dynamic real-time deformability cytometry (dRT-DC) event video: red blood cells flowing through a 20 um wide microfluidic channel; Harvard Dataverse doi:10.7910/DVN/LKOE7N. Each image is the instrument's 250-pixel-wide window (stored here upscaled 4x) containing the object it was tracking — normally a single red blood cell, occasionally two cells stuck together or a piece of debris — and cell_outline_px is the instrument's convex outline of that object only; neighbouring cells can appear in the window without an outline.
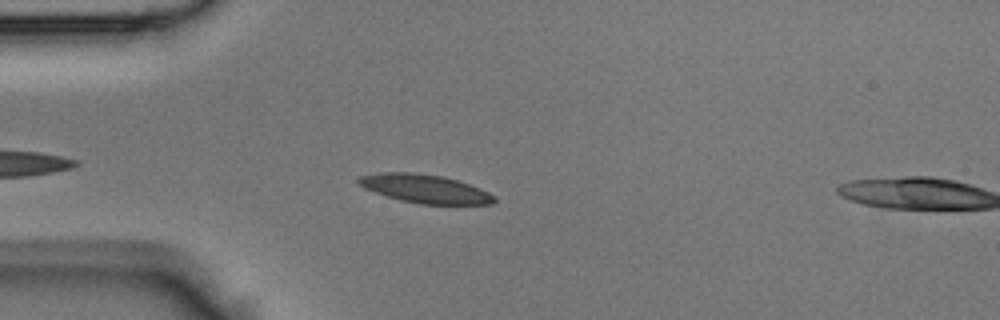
{"species": "Egyptian fruit bat (a non-hibernating species)", "species_latin": "Rousettus aegyptiacus", "temperature_condition": "room temperature", "stored_images_in_passage": 7, "camera_frame_rate_fps": 3000, "um_per_image_px": 0.085, "animal": {"sex": "male"}, "frame": {"image": 1, "passage_image": 5, "time_ms": 1.333, "image_size_px": [1000, 320], "cell_outline_px": [[496, 200], [492, 204], [420, 204], [400, 200], [364, 188], [356, 180], [360, 176], [380, 172], [412, 172], [444, 176], [480, 188], [496, 196]], "centroid_in_image_um": [36.13, 16.04], "position_along_channel_um": 48.9, "area_um2": 22.43}}